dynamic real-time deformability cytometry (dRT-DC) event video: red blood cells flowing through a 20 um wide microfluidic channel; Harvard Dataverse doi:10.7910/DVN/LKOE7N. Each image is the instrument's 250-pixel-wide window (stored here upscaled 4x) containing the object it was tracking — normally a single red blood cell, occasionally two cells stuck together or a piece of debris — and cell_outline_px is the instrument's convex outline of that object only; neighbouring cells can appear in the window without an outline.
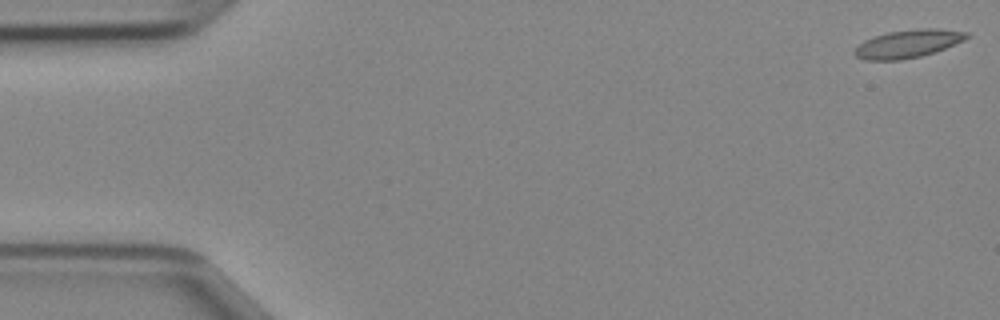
{"species": "Egyptian fruit bat (a non-hibernating species)", "species_latin": "Rousettus aegyptiacus", "temperature_condition": "cold", "stored_images_in_passage": 47, "camera_frame_rate_fps": 3000, "um_per_image_px": 0.085, "animal": {"sex": "female"}, "frame": {"image": 1, "passage_image": 1, "time_ms": 0.0, "image_size_px": [1000, 320], "cell_outline_px": [[972, 36], [964, 40], [944, 48], [920, 56], [900, 60], [864, 60], [856, 56], [852, 52], [864, 40], [888, 32], [920, 28], [936, 28], [968, 32]], "centroid_in_image_um": [77.18, 3.71], "position_along_channel_um": 7.8, "area_um2": 18.15}}
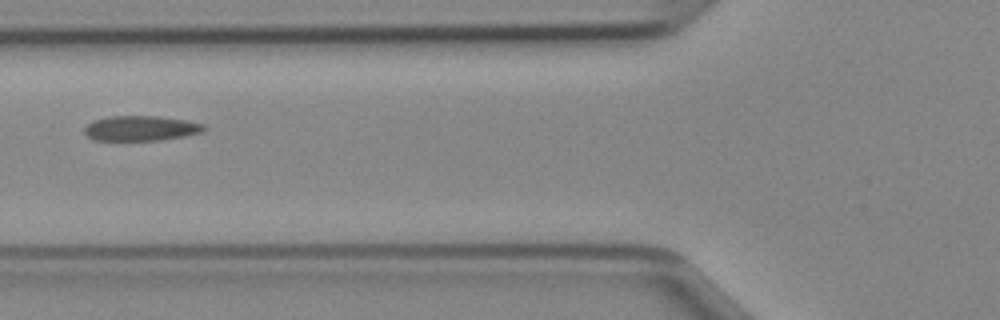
{"frame": {"image": 2, "passage_image": 18, "time_ms": 5.667, "image_size_px": [1000, 320], "cell_outline_px": [[208, 128], [204, 132], [184, 136], [160, 140], [92, 140], [84, 132], [84, 128], [92, 120], [108, 116], [160, 116], [188, 120], [204, 124]], "centroid_in_image_um": [12.01, 10.89], "position_along_channel_um": 113.8, "area_um2": 17.69}}
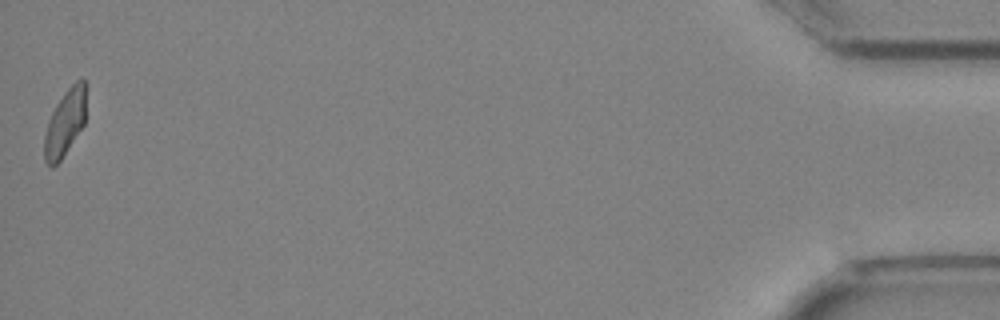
{"frame": {"image": 3, "passage_image": 47, "time_ms": 15.333, "image_size_px": [1000, 320], "cell_outline_px": [[88, 84], [84, 124], [60, 160], [52, 168], [44, 160], [44, 136], [48, 120], [56, 104], [64, 92], [76, 80], [84, 80]], "centroid_in_image_um": [5.55, 10.37], "position_along_channel_um": 429.7, "area_um2": 16.3}}